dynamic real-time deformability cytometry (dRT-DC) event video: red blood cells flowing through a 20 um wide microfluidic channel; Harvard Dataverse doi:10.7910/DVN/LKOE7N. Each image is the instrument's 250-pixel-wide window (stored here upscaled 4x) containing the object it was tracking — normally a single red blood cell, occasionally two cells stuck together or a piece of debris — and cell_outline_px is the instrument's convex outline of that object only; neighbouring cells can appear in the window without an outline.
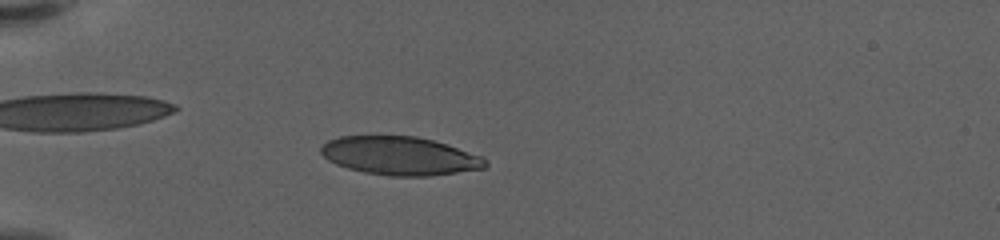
{"species": "human", "species_latin": "Homo sapiens", "temperature_condition": "warm", "stored_images_in_passage": 32, "camera_frame_rate_fps": 3000, "um_per_image_px": 0.085, "donor": {"sex": "female"}, "frame": {"image": 1, "passage_image": 6, "time_ms": 1.667, "image_size_px": [1000, 240], "cell_outline_px": [[488, 164], [484, 168], [432, 176], [388, 176], [364, 172], [348, 168], [336, 164], [328, 160], [320, 152], [320, 148], [328, 140], [340, 136], [416, 136], [432, 140], [480, 156], [488, 160]], "centroid_in_image_um": [33.96, 13.25], "position_along_channel_um": 51.0, "area_um2": 36.59}}
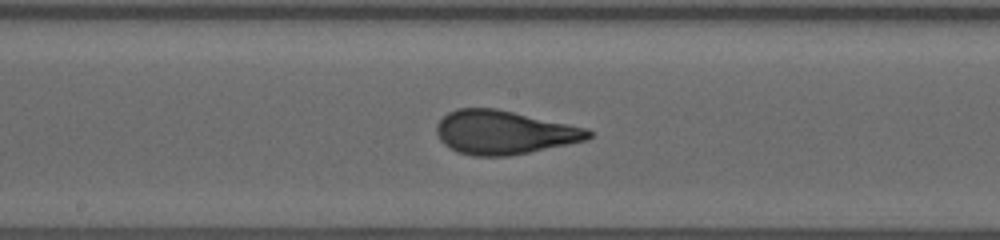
{"frame": {"image": 2, "passage_image": 21, "time_ms": 6.667, "image_size_px": [1000, 240], "cell_outline_px": [[592, 136], [588, 140], [508, 156], [472, 156], [456, 152], [444, 144], [440, 140], [436, 132], [436, 124], [448, 112], [456, 108], [496, 108], [588, 128], [592, 132]], "centroid_in_image_um": [42.83, 11.25], "position_along_channel_um": 205.4, "area_um2": 38.78}}
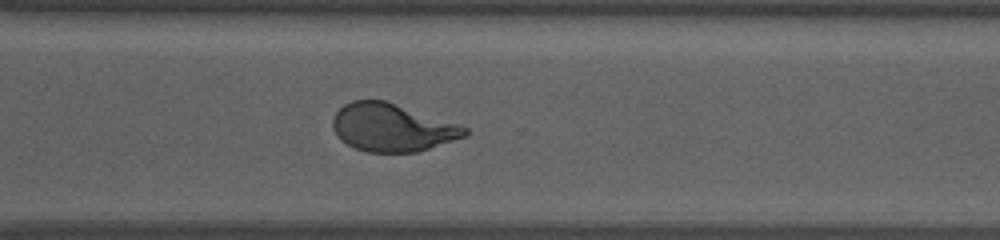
{"frame": {"image": 3, "passage_image": 32, "time_ms": 10.333, "image_size_px": [1000, 240], "cell_outline_px": [[468, 136], [416, 152], [368, 152], [356, 148], [340, 140], [332, 128], [332, 120], [336, 112], [344, 104], [352, 100], [384, 100], [460, 124], [468, 128]], "centroid_in_image_um": [33.33, 10.84], "position_along_channel_um": 337.3, "area_um2": 36.82}}